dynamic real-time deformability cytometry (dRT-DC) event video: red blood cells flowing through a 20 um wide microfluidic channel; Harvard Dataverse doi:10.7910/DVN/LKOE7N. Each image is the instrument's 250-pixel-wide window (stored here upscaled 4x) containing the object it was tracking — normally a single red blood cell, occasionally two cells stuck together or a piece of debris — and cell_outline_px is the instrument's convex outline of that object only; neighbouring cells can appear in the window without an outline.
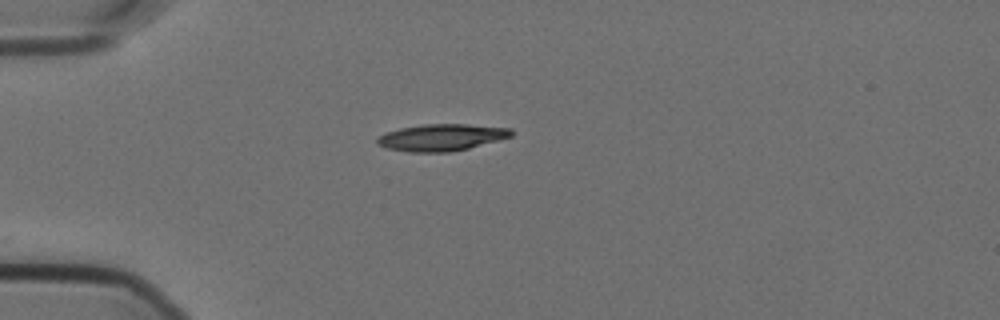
{"species": "Egyptian fruit bat (a non-hibernating species)", "species_latin": "Rousettus aegyptiacus", "temperature_condition": "cold", "stored_images_in_passage": 42, "camera_frame_rate_fps": 3000, "um_per_image_px": 0.085, "animal": {"sex": "female"}, "frame": {"image": 1, "passage_image": 1, "time_ms": 0.0, "image_size_px": [1000, 320], "cell_outline_px": [[512, 136], [468, 148], [448, 152], [408, 152], [384, 148], [376, 144], [376, 140], [380, 136], [388, 132], [400, 128], [424, 124], [464, 124], [512, 128]], "centroid_in_image_um": [37.49, 11.68], "position_along_channel_um": 47.5, "area_um2": 20.81}}
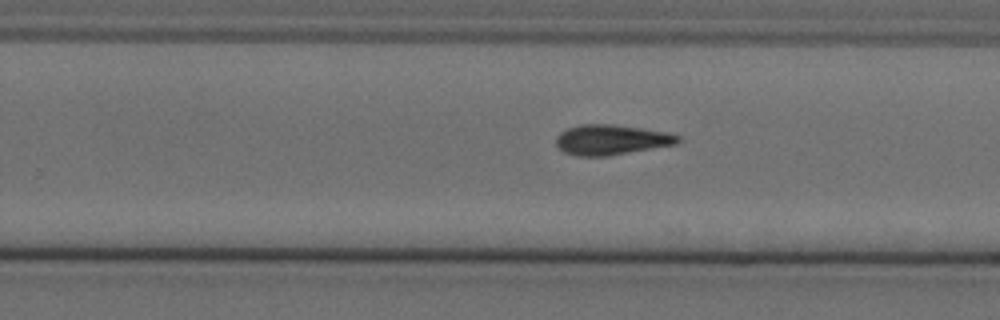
{"frame": {"image": 2, "passage_image": 22, "time_ms": 7.0, "image_size_px": [1000, 320], "cell_outline_px": [[680, 140], [676, 144], [608, 156], [576, 156], [564, 152], [556, 148], [556, 136], [560, 132], [568, 128], [580, 124], [608, 124], [640, 128], [668, 132], [680, 136]], "centroid_in_image_um": [51.92, 11.88], "position_along_channel_um": 277.9, "area_um2": 21.44}}
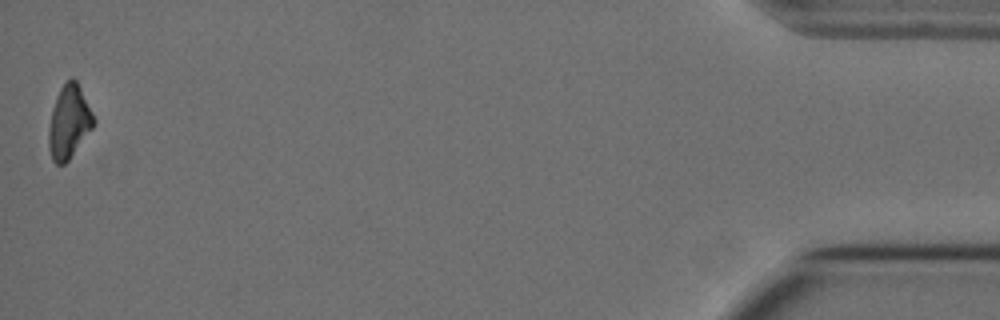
{"frame": {"image": 3, "passage_image": 42, "time_ms": 13.667, "image_size_px": [1000, 320], "cell_outline_px": [[96, 120], [92, 128], [68, 160], [64, 164], [56, 164], [52, 160], [48, 148], [48, 128], [52, 108], [56, 96], [60, 88], [72, 76], [76, 80]], "centroid_in_image_um": [5.84, 10.37], "position_along_channel_um": 429.4, "area_um2": 19.02}, "authors_computed_cell_mechanics": {"area_um2": 20.5768, "velocity_mm_per_s": 3.5732, "shape_relaxation_time_tau1_ms": 10.8096, "shape_relaxation_time_tau2_ms": null, "deformation_change_tau1": 0.2178, "deformation_change_tau2": null}}